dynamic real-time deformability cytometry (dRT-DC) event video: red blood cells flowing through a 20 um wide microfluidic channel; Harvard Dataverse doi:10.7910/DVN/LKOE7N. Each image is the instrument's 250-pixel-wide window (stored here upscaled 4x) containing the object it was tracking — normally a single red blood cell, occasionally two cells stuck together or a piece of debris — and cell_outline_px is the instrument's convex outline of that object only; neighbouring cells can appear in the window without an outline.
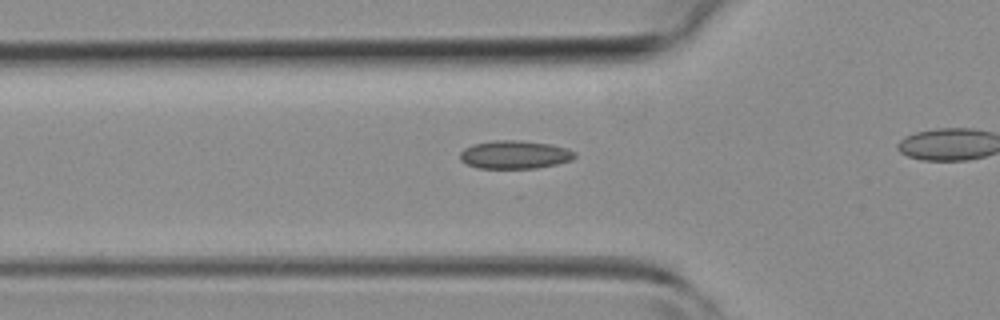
{"species": "common noctule bat (a hibernating species)", "species_latin": "Nyctalus noctula", "temperature_condition": "room temperature", "stored_images_in_passage": 3, "camera_frame_rate_fps": 3000, "um_per_image_px": 0.085, "animal": {"sex": "female", "body_mass_g": 19.3, "forearm_length_mm": 54.1}, "frame": {"image": 1, "passage_image": 2, "time_ms": 2.0, "image_size_px": [1000, 320], "cell_outline_px": [[576, 156], [572, 160], [556, 164], [536, 168], [476, 168], [460, 160], [460, 152], [464, 148], [472, 144], [492, 140], [516, 140], [552, 144], [568, 148], [576, 152]], "centroid_in_image_um": [43.76, 13.14], "position_along_channel_um": 82.0, "area_um2": 19.02}}